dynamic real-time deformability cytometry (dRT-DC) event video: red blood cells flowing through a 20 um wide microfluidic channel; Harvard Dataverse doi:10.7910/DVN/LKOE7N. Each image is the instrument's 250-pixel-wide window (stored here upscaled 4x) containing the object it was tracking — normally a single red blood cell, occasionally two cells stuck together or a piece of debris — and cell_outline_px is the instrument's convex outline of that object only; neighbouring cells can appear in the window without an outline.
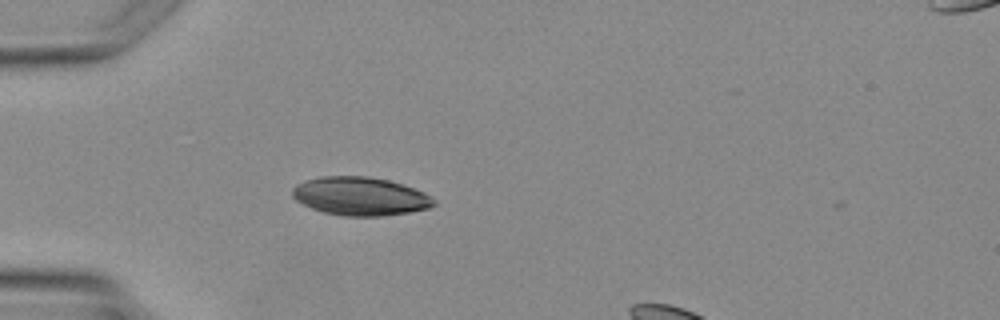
{"species": "Egyptian fruit bat (a non-hibernating species)", "species_latin": "Rousettus aegyptiacus", "temperature_condition": "warm", "stored_images_in_passage": 2, "camera_frame_rate_fps": 3000, "um_per_image_px": 0.085, "animal": {"sex": "female"}, "frame": {"image": 1, "passage_image": 1, "time_ms": 0.0, "image_size_px": [1000, 320], "cell_outline_px": [[436, 204], [428, 208], [408, 212], [380, 216], [344, 216], [324, 212], [312, 208], [296, 200], [292, 196], [292, 188], [296, 184], [304, 180], [320, 176], [368, 176], [388, 180], [424, 192], [432, 196], [436, 200]], "centroid_in_image_um": [30.6, 16.67], "position_along_channel_um": 54.4, "area_um2": 31.62}}